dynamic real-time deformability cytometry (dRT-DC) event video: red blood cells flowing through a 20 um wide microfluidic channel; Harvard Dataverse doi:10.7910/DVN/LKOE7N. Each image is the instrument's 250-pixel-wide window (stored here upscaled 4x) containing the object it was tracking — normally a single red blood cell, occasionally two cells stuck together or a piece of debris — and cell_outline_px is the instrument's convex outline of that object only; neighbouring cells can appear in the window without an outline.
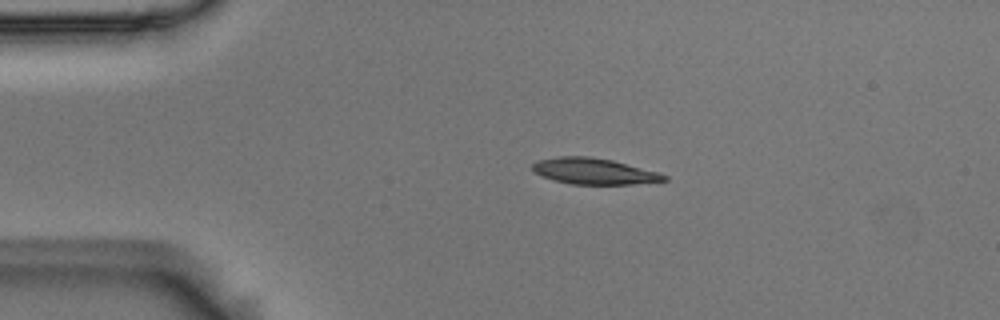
{"species": "Egyptian fruit bat (a non-hibernating species)", "species_latin": "Rousettus aegyptiacus", "temperature_condition": "room temperature", "stored_images_in_passage": 4, "camera_frame_rate_fps": 3000, "um_per_image_px": 0.085, "animal": {"sex": "male"}, "frame": {"image": 1, "passage_image": 1, "time_ms": 0.0, "image_size_px": [1000, 320], "cell_outline_px": [[668, 180], [632, 184], [572, 184], [556, 180], [544, 176], [536, 172], [532, 168], [532, 164], [540, 160], [560, 156], [588, 156], [612, 160], [660, 172], [668, 176]], "centroid_in_image_um": [50.55, 14.55], "position_along_channel_um": 34.4, "area_um2": 19.77}}
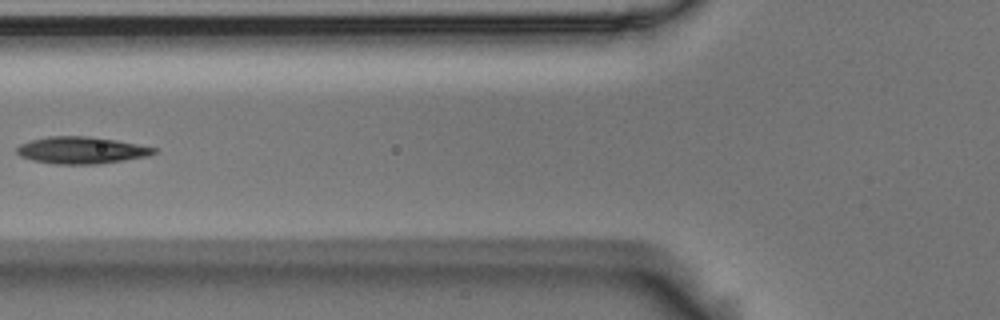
{"frame": {"image": 2, "passage_image": 3, "time_ms": 0.667, "image_size_px": [1000, 320], "cell_outline_px": [[156, 152], [148, 156], [124, 160], [96, 164], [56, 164], [32, 160], [20, 156], [16, 152], [16, 148], [20, 144], [32, 140], [48, 136], [88, 136], [116, 140], [156, 148]], "centroid_in_image_um": [6.89, 12.77], "position_along_channel_um": 118.9, "area_um2": 21.39}}
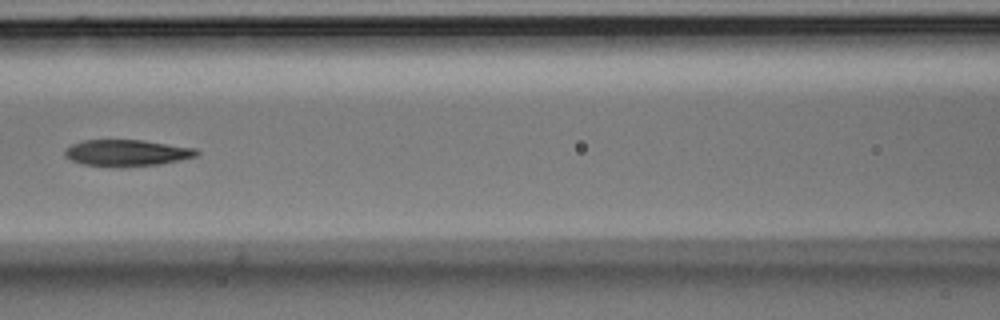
{"frame": {"image": 3, "passage_image": 4, "time_ms": 1.0, "image_size_px": [1000, 320], "cell_outline_px": [[200, 152], [196, 156], [180, 160], [160, 164], [80, 164], [64, 156], [64, 148], [72, 144], [84, 140], [144, 140], [196, 148]], "centroid_in_image_um": [10.79, 12.94], "position_along_channel_um": 155.8, "area_um2": 19.54}}